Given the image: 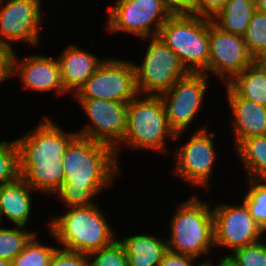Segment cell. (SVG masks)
Wrapping results in <instances>:
<instances>
[{
    "instance_id": "1",
    "label": "cell",
    "mask_w": 266,
    "mask_h": 266,
    "mask_svg": "<svg viewBox=\"0 0 266 266\" xmlns=\"http://www.w3.org/2000/svg\"><path fill=\"white\" fill-rule=\"evenodd\" d=\"M118 160L109 145L77 135L63 155L64 181L54 193L69 209L95 204L92 198L119 173Z\"/></svg>"
},
{
    "instance_id": "2",
    "label": "cell",
    "mask_w": 266,
    "mask_h": 266,
    "mask_svg": "<svg viewBox=\"0 0 266 266\" xmlns=\"http://www.w3.org/2000/svg\"><path fill=\"white\" fill-rule=\"evenodd\" d=\"M43 120L16 140L19 175L33 190L52 194L64 181L62 158L78 133H64L48 117Z\"/></svg>"
},
{
    "instance_id": "3",
    "label": "cell",
    "mask_w": 266,
    "mask_h": 266,
    "mask_svg": "<svg viewBox=\"0 0 266 266\" xmlns=\"http://www.w3.org/2000/svg\"><path fill=\"white\" fill-rule=\"evenodd\" d=\"M104 216L96 204L71 207L50 221L49 232L63 249L88 255L117 239Z\"/></svg>"
},
{
    "instance_id": "4",
    "label": "cell",
    "mask_w": 266,
    "mask_h": 266,
    "mask_svg": "<svg viewBox=\"0 0 266 266\" xmlns=\"http://www.w3.org/2000/svg\"><path fill=\"white\" fill-rule=\"evenodd\" d=\"M158 37L176 54L188 73L208 75L209 18L192 14L171 15Z\"/></svg>"
},
{
    "instance_id": "5",
    "label": "cell",
    "mask_w": 266,
    "mask_h": 266,
    "mask_svg": "<svg viewBox=\"0 0 266 266\" xmlns=\"http://www.w3.org/2000/svg\"><path fill=\"white\" fill-rule=\"evenodd\" d=\"M208 204L195 196L178 205L170 221L168 250L195 259L210 252L215 243L213 210Z\"/></svg>"
},
{
    "instance_id": "6",
    "label": "cell",
    "mask_w": 266,
    "mask_h": 266,
    "mask_svg": "<svg viewBox=\"0 0 266 266\" xmlns=\"http://www.w3.org/2000/svg\"><path fill=\"white\" fill-rule=\"evenodd\" d=\"M138 96L127 105V129L122 143L129 148L166 152L165 139L175 140L170 129L166 110L159 95Z\"/></svg>"
},
{
    "instance_id": "7",
    "label": "cell",
    "mask_w": 266,
    "mask_h": 266,
    "mask_svg": "<svg viewBox=\"0 0 266 266\" xmlns=\"http://www.w3.org/2000/svg\"><path fill=\"white\" fill-rule=\"evenodd\" d=\"M150 38L142 65L133 63L136 85L139 94L161 95L188 72L180 63L177 54L160 37Z\"/></svg>"
},
{
    "instance_id": "8",
    "label": "cell",
    "mask_w": 266,
    "mask_h": 266,
    "mask_svg": "<svg viewBox=\"0 0 266 266\" xmlns=\"http://www.w3.org/2000/svg\"><path fill=\"white\" fill-rule=\"evenodd\" d=\"M137 95L140 94L136 85L133 63L120 59H104L75 97L128 103Z\"/></svg>"
},
{
    "instance_id": "9",
    "label": "cell",
    "mask_w": 266,
    "mask_h": 266,
    "mask_svg": "<svg viewBox=\"0 0 266 266\" xmlns=\"http://www.w3.org/2000/svg\"><path fill=\"white\" fill-rule=\"evenodd\" d=\"M108 14L107 30L133 33L140 38L158 36L161 26L172 15L161 0H117Z\"/></svg>"
},
{
    "instance_id": "10",
    "label": "cell",
    "mask_w": 266,
    "mask_h": 266,
    "mask_svg": "<svg viewBox=\"0 0 266 266\" xmlns=\"http://www.w3.org/2000/svg\"><path fill=\"white\" fill-rule=\"evenodd\" d=\"M90 123L77 131L78 135L109 145L115 150L116 159L127 129L126 102L103 99H77ZM91 124V125H90Z\"/></svg>"
},
{
    "instance_id": "11",
    "label": "cell",
    "mask_w": 266,
    "mask_h": 266,
    "mask_svg": "<svg viewBox=\"0 0 266 266\" xmlns=\"http://www.w3.org/2000/svg\"><path fill=\"white\" fill-rule=\"evenodd\" d=\"M207 79L205 73H188L159 95L166 110L168 125L175 133V141L181 138L201 108L208 88Z\"/></svg>"
},
{
    "instance_id": "12",
    "label": "cell",
    "mask_w": 266,
    "mask_h": 266,
    "mask_svg": "<svg viewBox=\"0 0 266 266\" xmlns=\"http://www.w3.org/2000/svg\"><path fill=\"white\" fill-rule=\"evenodd\" d=\"M204 126L191 135L189 141L175 149L176 165L174 175H179L186 182L193 186L209 188V179L216 162V150L213 138L216 136L212 131L210 134Z\"/></svg>"
},
{
    "instance_id": "13",
    "label": "cell",
    "mask_w": 266,
    "mask_h": 266,
    "mask_svg": "<svg viewBox=\"0 0 266 266\" xmlns=\"http://www.w3.org/2000/svg\"><path fill=\"white\" fill-rule=\"evenodd\" d=\"M209 49L208 76L214 73L226 84L255 61L243 36L221 30L210 18Z\"/></svg>"
},
{
    "instance_id": "14",
    "label": "cell",
    "mask_w": 266,
    "mask_h": 266,
    "mask_svg": "<svg viewBox=\"0 0 266 266\" xmlns=\"http://www.w3.org/2000/svg\"><path fill=\"white\" fill-rule=\"evenodd\" d=\"M0 2V46L14 51L10 42L25 41L38 46L41 23L40 0ZM3 6V7H2Z\"/></svg>"
},
{
    "instance_id": "15",
    "label": "cell",
    "mask_w": 266,
    "mask_h": 266,
    "mask_svg": "<svg viewBox=\"0 0 266 266\" xmlns=\"http://www.w3.org/2000/svg\"><path fill=\"white\" fill-rule=\"evenodd\" d=\"M214 243L232 251L261 239L262 228L249 214L243 202L240 206L218 204L213 209Z\"/></svg>"
},
{
    "instance_id": "16",
    "label": "cell",
    "mask_w": 266,
    "mask_h": 266,
    "mask_svg": "<svg viewBox=\"0 0 266 266\" xmlns=\"http://www.w3.org/2000/svg\"><path fill=\"white\" fill-rule=\"evenodd\" d=\"M17 59L13 51L11 76L19 75L25 89L45 92L54 90L59 96L66 92L57 59L39 54L30 56L24 61H17Z\"/></svg>"
},
{
    "instance_id": "17",
    "label": "cell",
    "mask_w": 266,
    "mask_h": 266,
    "mask_svg": "<svg viewBox=\"0 0 266 266\" xmlns=\"http://www.w3.org/2000/svg\"><path fill=\"white\" fill-rule=\"evenodd\" d=\"M227 99L233 115L235 147L245 138L266 135V107L239 96L226 84Z\"/></svg>"
},
{
    "instance_id": "18",
    "label": "cell",
    "mask_w": 266,
    "mask_h": 266,
    "mask_svg": "<svg viewBox=\"0 0 266 266\" xmlns=\"http://www.w3.org/2000/svg\"><path fill=\"white\" fill-rule=\"evenodd\" d=\"M57 61L66 93L73 91L75 95L104 59H98L90 52L70 45L60 54Z\"/></svg>"
},
{
    "instance_id": "19",
    "label": "cell",
    "mask_w": 266,
    "mask_h": 266,
    "mask_svg": "<svg viewBox=\"0 0 266 266\" xmlns=\"http://www.w3.org/2000/svg\"><path fill=\"white\" fill-rule=\"evenodd\" d=\"M33 190L20 176L13 182L0 188V224L6 216L15 226L28 224L32 209ZM4 216V217H2Z\"/></svg>"
},
{
    "instance_id": "20",
    "label": "cell",
    "mask_w": 266,
    "mask_h": 266,
    "mask_svg": "<svg viewBox=\"0 0 266 266\" xmlns=\"http://www.w3.org/2000/svg\"><path fill=\"white\" fill-rule=\"evenodd\" d=\"M119 242L125 249L128 266H159L168 250L165 238L161 240L149 234L129 236Z\"/></svg>"
},
{
    "instance_id": "21",
    "label": "cell",
    "mask_w": 266,
    "mask_h": 266,
    "mask_svg": "<svg viewBox=\"0 0 266 266\" xmlns=\"http://www.w3.org/2000/svg\"><path fill=\"white\" fill-rule=\"evenodd\" d=\"M255 11V0H228L211 20L223 31L244 36Z\"/></svg>"
},
{
    "instance_id": "22",
    "label": "cell",
    "mask_w": 266,
    "mask_h": 266,
    "mask_svg": "<svg viewBox=\"0 0 266 266\" xmlns=\"http://www.w3.org/2000/svg\"><path fill=\"white\" fill-rule=\"evenodd\" d=\"M239 96L266 107V71L253 62L227 83Z\"/></svg>"
},
{
    "instance_id": "23",
    "label": "cell",
    "mask_w": 266,
    "mask_h": 266,
    "mask_svg": "<svg viewBox=\"0 0 266 266\" xmlns=\"http://www.w3.org/2000/svg\"><path fill=\"white\" fill-rule=\"evenodd\" d=\"M235 148L249 179H266V135L245 138Z\"/></svg>"
},
{
    "instance_id": "24",
    "label": "cell",
    "mask_w": 266,
    "mask_h": 266,
    "mask_svg": "<svg viewBox=\"0 0 266 266\" xmlns=\"http://www.w3.org/2000/svg\"><path fill=\"white\" fill-rule=\"evenodd\" d=\"M18 228H3L0 224V258L12 262L24 249L25 245L36 234V232H29L22 229L23 226H16Z\"/></svg>"
},
{
    "instance_id": "25",
    "label": "cell",
    "mask_w": 266,
    "mask_h": 266,
    "mask_svg": "<svg viewBox=\"0 0 266 266\" xmlns=\"http://www.w3.org/2000/svg\"><path fill=\"white\" fill-rule=\"evenodd\" d=\"M249 191L244 203L255 222L266 231V179H249Z\"/></svg>"
},
{
    "instance_id": "26",
    "label": "cell",
    "mask_w": 266,
    "mask_h": 266,
    "mask_svg": "<svg viewBox=\"0 0 266 266\" xmlns=\"http://www.w3.org/2000/svg\"><path fill=\"white\" fill-rule=\"evenodd\" d=\"M57 248L41 245L35 234L23 251L11 262V266H49Z\"/></svg>"
},
{
    "instance_id": "27",
    "label": "cell",
    "mask_w": 266,
    "mask_h": 266,
    "mask_svg": "<svg viewBox=\"0 0 266 266\" xmlns=\"http://www.w3.org/2000/svg\"><path fill=\"white\" fill-rule=\"evenodd\" d=\"M243 37L254 59L264 53L266 51V14L256 10Z\"/></svg>"
},
{
    "instance_id": "28",
    "label": "cell",
    "mask_w": 266,
    "mask_h": 266,
    "mask_svg": "<svg viewBox=\"0 0 266 266\" xmlns=\"http://www.w3.org/2000/svg\"><path fill=\"white\" fill-rule=\"evenodd\" d=\"M18 146L16 140L0 142V185L8 184L19 177Z\"/></svg>"
},
{
    "instance_id": "29",
    "label": "cell",
    "mask_w": 266,
    "mask_h": 266,
    "mask_svg": "<svg viewBox=\"0 0 266 266\" xmlns=\"http://www.w3.org/2000/svg\"><path fill=\"white\" fill-rule=\"evenodd\" d=\"M226 255L236 266H266V242L261 240Z\"/></svg>"
},
{
    "instance_id": "30",
    "label": "cell",
    "mask_w": 266,
    "mask_h": 266,
    "mask_svg": "<svg viewBox=\"0 0 266 266\" xmlns=\"http://www.w3.org/2000/svg\"><path fill=\"white\" fill-rule=\"evenodd\" d=\"M89 266H128V258L123 245L116 239L112 244L88 254Z\"/></svg>"
},
{
    "instance_id": "31",
    "label": "cell",
    "mask_w": 266,
    "mask_h": 266,
    "mask_svg": "<svg viewBox=\"0 0 266 266\" xmlns=\"http://www.w3.org/2000/svg\"><path fill=\"white\" fill-rule=\"evenodd\" d=\"M87 254L57 248L49 266H89Z\"/></svg>"
},
{
    "instance_id": "32",
    "label": "cell",
    "mask_w": 266,
    "mask_h": 266,
    "mask_svg": "<svg viewBox=\"0 0 266 266\" xmlns=\"http://www.w3.org/2000/svg\"><path fill=\"white\" fill-rule=\"evenodd\" d=\"M228 0H195L194 15L205 18L215 16Z\"/></svg>"
},
{
    "instance_id": "33",
    "label": "cell",
    "mask_w": 266,
    "mask_h": 266,
    "mask_svg": "<svg viewBox=\"0 0 266 266\" xmlns=\"http://www.w3.org/2000/svg\"><path fill=\"white\" fill-rule=\"evenodd\" d=\"M172 15H194L195 0H161Z\"/></svg>"
},
{
    "instance_id": "34",
    "label": "cell",
    "mask_w": 266,
    "mask_h": 266,
    "mask_svg": "<svg viewBox=\"0 0 266 266\" xmlns=\"http://www.w3.org/2000/svg\"><path fill=\"white\" fill-rule=\"evenodd\" d=\"M195 258L167 250L159 266H194Z\"/></svg>"
},
{
    "instance_id": "35",
    "label": "cell",
    "mask_w": 266,
    "mask_h": 266,
    "mask_svg": "<svg viewBox=\"0 0 266 266\" xmlns=\"http://www.w3.org/2000/svg\"><path fill=\"white\" fill-rule=\"evenodd\" d=\"M13 50L0 46V83L11 77V57Z\"/></svg>"
},
{
    "instance_id": "36",
    "label": "cell",
    "mask_w": 266,
    "mask_h": 266,
    "mask_svg": "<svg viewBox=\"0 0 266 266\" xmlns=\"http://www.w3.org/2000/svg\"><path fill=\"white\" fill-rule=\"evenodd\" d=\"M255 1H256V10L266 14V0H255Z\"/></svg>"
},
{
    "instance_id": "37",
    "label": "cell",
    "mask_w": 266,
    "mask_h": 266,
    "mask_svg": "<svg viewBox=\"0 0 266 266\" xmlns=\"http://www.w3.org/2000/svg\"><path fill=\"white\" fill-rule=\"evenodd\" d=\"M255 62H257L266 71V51L257 57Z\"/></svg>"
},
{
    "instance_id": "38",
    "label": "cell",
    "mask_w": 266,
    "mask_h": 266,
    "mask_svg": "<svg viewBox=\"0 0 266 266\" xmlns=\"http://www.w3.org/2000/svg\"><path fill=\"white\" fill-rule=\"evenodd\" d=\"M220 259L221 260L218 262V266H236L227 256Z\"/></svg>"
},
{
    "instance_id": "39",
    "label": "cell",
    "mask_w": 266,
    "mask_h": 266,
    "mask_svg": "<svg viewBox=\"0 0 266 266\" xmlns=\"http://www.w3.org/2000/svg\"><path fill=\"white\" fill-rule=\"evenodd\" d=\"M0 266H11V262L0 258Z\"/></svg>"
},
{
    "instance_id": "40",
    "label": "cell",
    "mask_w": 266,
    "mask_h": 266,
    "mask_svg": "<svg viewBox=\"0 0 266 266\" xmlns=\"http://www.w3.org/2000/svg\"><path fill=\"white\" fill-rule=\"evenodd\" d=\"M198 266H214L213 264H212V262H210L209 260L208 261H206V262H204V263H200ZM218 266V265H217Z\"/></svg>"
}]
</instances>
